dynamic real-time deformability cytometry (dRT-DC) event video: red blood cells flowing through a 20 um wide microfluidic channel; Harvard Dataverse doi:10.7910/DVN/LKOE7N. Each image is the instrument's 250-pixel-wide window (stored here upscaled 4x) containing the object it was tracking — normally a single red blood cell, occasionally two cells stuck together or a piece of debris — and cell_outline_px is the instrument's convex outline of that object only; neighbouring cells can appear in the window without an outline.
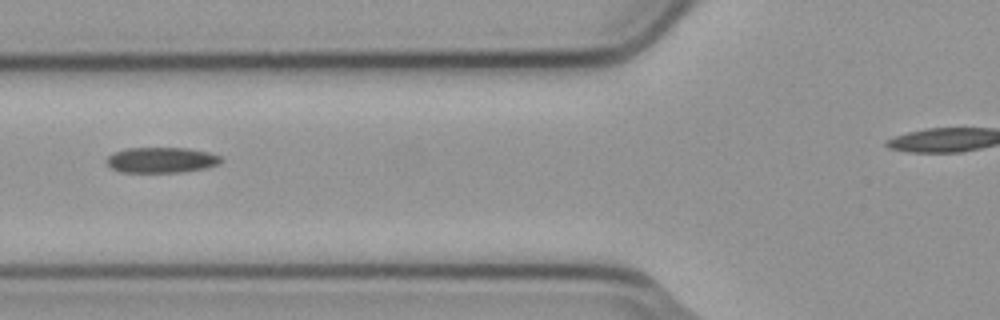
{"species": "common noctule bat (a hibernating species)", "species_latin": "Nyctalus noctula", "temperature_condition": "cold", "stored_images_in_passage": 2, "camera_frame_rate_fps": 3000, "um_per_image_px": 0.085, "animal": {"sex": "male", "body_mass_g": 23.1, "forearm_length_mm": 52.7}, "frame": {"image": 1, "passage_image": 2, "time_ms": 0.333, "image_size_px": [1000, 320], "cell_outline_px": [[220, 160], [216, 164], [204, 168], [180, 172], [120, 172], [112, 168], [104, 160], [108, 156], [116, 152], [128, 148], [188, 148], [208, 152], [220, 156]], "centroid_in_image_um": [13.67, 13.6], "position_along_channel_um": 112.1, "area_um2": 16.76}}